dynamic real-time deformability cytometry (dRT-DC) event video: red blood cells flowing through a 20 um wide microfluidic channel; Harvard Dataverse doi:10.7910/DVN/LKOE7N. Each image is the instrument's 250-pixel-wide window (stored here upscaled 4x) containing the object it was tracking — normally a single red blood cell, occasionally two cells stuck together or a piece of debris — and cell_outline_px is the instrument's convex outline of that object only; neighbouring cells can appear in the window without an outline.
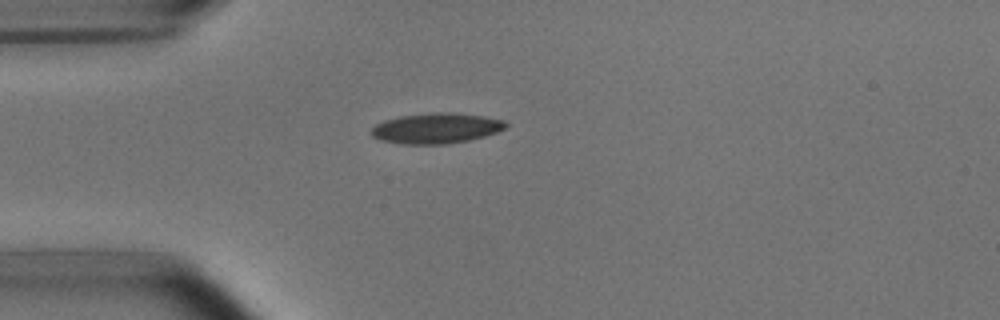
{"species": "common noctule bat (a hibernating species)", "species_latin": "Nyctalus noctula", "temperature_condition": "room temperature", "stored_images_in_passage": 1, "camera_frame_rate_fps": 3000, "um_per_image_px": 0.085, "animal": {"sex": "male", "body_mass_g": 15.6}, "frame": {"image": 1, "passage_image": 1, "time_ms": 0.0, "image_size_px": [1000, 320], "cell_outline_px": [[508, 128], [484, 136], [468, 140], [448, 144], [400, 144], [380, 140], [372, 136], [372, 128], [376, 124], [384, 120], [400, 116], [432, 112], [452, 112], [484, 116], [504, 120], [508, 124]], "centroid_in_image_um": [37.09, 10.9], "position_along_channel_um": 47.9, "area_um2": 23.99}}